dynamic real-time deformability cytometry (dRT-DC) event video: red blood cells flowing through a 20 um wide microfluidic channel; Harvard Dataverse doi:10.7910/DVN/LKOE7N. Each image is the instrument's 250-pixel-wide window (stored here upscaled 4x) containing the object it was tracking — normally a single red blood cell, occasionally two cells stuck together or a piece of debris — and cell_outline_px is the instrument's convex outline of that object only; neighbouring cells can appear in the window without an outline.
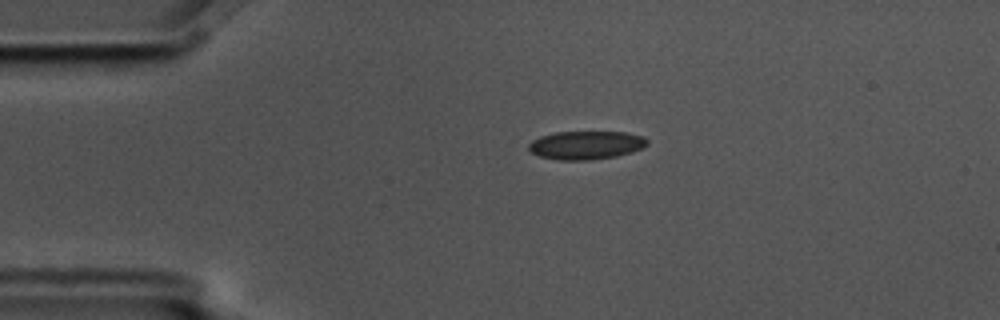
{"species": "common noctule bat (a hibernating species)", "species_latin": "Nyctalus noctula", "temperature_condition": "cold", "stored_images_in_passage": 2, "camera_frame_rate_fps": 3000, "um_per_image_px": 0.085, "animal": {"sex": "male", "body_mass_g": 17.5, "forearm_length_mm": 52.3}, "frame": {"image": 1, "passage_image": 1, "time_ms": 0.0, "image_size_px": [1000, 320], "cell_outline_px": [[648, 144], [644, 148], [632, 152], [616, 156], [588, 160], [560, 160], [540, 156], [532, 152], [528, 148], [528, 144], [532, 140], [540, 136], [556, 132], [624, 132], [644, 136], [648, 140]], "centroid_in_image_um": [49.84, 12.33], "position_along_channel_um": 35.2, "area_um2": 19.65}}